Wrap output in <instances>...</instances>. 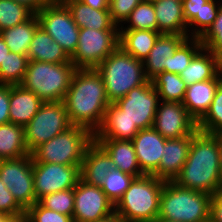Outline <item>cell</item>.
Listing matches in <instances>:
<instances>
[{"label": "cell", "mask_w": 222, "mask_h": 222, "mask_svg": "<svg viewBox=\"0 0 222 222\" xmlns=\"http://www.w3.org/2000/svg\"><path fill=\"white\" fill-rule=\"evenodd\" d=\"M63 103L72 125L85 127L95 134L111 104L96 68L75 71Z\"/></svg>", "instance_id": "cell-1"}, {"label": "cell", "mask_w": 222, "mask_h": 222, "mask_svg": "<svg viewBox=\"0 0 222 222\" xmlns=\"http://www.w3.org/2000/svg\"><path fill=\"white\" fill-rule=\"evenodd\" d=\"M219 156L216 137L197 130L185 164L173 182L210 195L222 191Z\"/></svg>", "instance_id": "cell-2"}, {"label": "cell", "mask_w": 222, "mask_h": 222, "mask_svg": "<svg viewBox=\"0 0 222 222\" xmlns=\"http://www.w3.org/2000/svg\"><path fill=\"white\" fill-rule=\"evenodd\" d=\"M164 182L153 175L134 178L114 205V213L123 222H153L158 217Z\"/></svg>", "instance_id": "cell-3"}, {"label": "cell", "mask_w": 222, "mask_h": 222, "mask_svg": "<svg viewBox=\"0 0 222 222\" xmlns=\"http://www.w3.org/2000/svg\"><path fill=\"white\" fill-rule=\"evenodd\" d=\"M96 70L101 74L110 103L125 97L135 87L143 85L145 76L143 61L134 58L118 46Z\"/></svg>", "instance_id": "cell-4"}, {"label": "cell", "mask_w": 222, "mask_h": 222, "mask_svg": "<svg viewBox=\"0 0 222 222\" xmlns=\"http://www.w3.org/2000/svg\"><path fill=\"white\" fill-rule=\"evenodd\" d=\"M209 193L186 189L173 181L164 182L158 217L178 222H204L210 219Z\"/></svg>", "instance_id": "cell-5"}, {"label": "cell", "mask_w": 222, "mask_h": 222, "mask_svg": "<svg viewBox=\"0 0 222 222\" xmlns=\"http://www.w3.org/2000/svg\"><path fill=\"white\" fill-rule=\"evenodd\" d=\"M77 68L72 63L29 60L21 86L43 102L63 101Z\"/></svg>", "instance_id": "cell-6"}, {"label": "cell", "mask_w": 222, "mask_h": 222, "mask_svg": "<svg viewBox=\"0 0 222 222\" xmlns=\"http://www.w3.org/2000/svg\"><path fill=\"white\" fill-rule=\"evenodd\" d=\"M94 141V134L85 127L72 125L35 148L30 154L33 162L82 165L88 146Z\"/></svg>", "instance_id": "cell-7"}, {"label": "cell", "mask_w": 222, "mask_h": 222, "mask_svg": "<svg viewBox=\"0 0 222 222\" xmlns=\"http://www.w3.org/2000/svg\"><path fill=\"white\" fill-rule=\"evenodd\" d=\"M160 98L152 81L132 88L125 97L111 103L105 112L104 119H127L139 129L153 126Z\"/></svg>", "instance_id": "cell-8"}, {"label": "cell", "mask_w": 222, "mask_h": 222, "mask_svg": "<svg viewBox=\"0 0 222 222\" xmlns=\"http://www.w3.org/2000/svg\"><path fill=\"white\" fill-rule=\"evenodd\" d=\"M71 126L63 101L43 102L32 120L24 127L29 153Z\"/></svg>", "instance_id": "cell-9"}, {"label": "cell", "mask_w": 222, "mask_h": 222, "mask_svg": "<svg viewBox=\"0 0 222 222\" xmlns=\"http://www.w3.org/2000/svg\"><path fill=\"white\" fill-rule=\"evenodd\" d=\"M119 46V30L81 28L78 45L70 57L77 69L96 68Z\"/></svg>", "instance_id": "cell-10"}, {"label": "cell", "mask_w": 222, "mask_h": 222, "mask_svg": "<svg viewBox=\"0 0 222 222\" xmlns=\"http://www.w3.org/2000/svg\"><path fill=\"white\" fill-rule=\"evenodd\" d=\"M36 15L40 26L71 57L78 45L80 28L66 4L49 2Z\"/></svg>", "instance_id": "cell-11"}, {"label": "cell", "mask_w": 222, "mask_h": 222, "mask_svg": "<svg viewBox=\"0 0 222 222\" xmlns=\"http://www.w3.org/2000/svg\"><path fill=\"white\" fill-rule=\"evenodd\" d=\"M0 179L25 210L37 202L31 155H25L16 159L0 160Z\"/></svg>", "instance_id": "cell-12"}, {"label": "cell", "mask_w": 222, "mask_h": 222, "mask_svg": "<svg viewBox=\"0 0 222 222\" xmlns=\"http://www.w3.org/2000/svg\"><path fill=\"white\" fill-rule=\"evenodd\" d=\"M81 165L33 162L36 200L58 191L74 188L80 177Z\"/></svg>", "instance_id": "cell-13"}, {"label": "cell", "mask_w": 222, "mask_h": 222, "mask_svg": "<svg viewBox=\"0 0 222 222\" xmlns=\"http://www.w3.org/2000/svg\"><path fill=\"white\" fill-rule=\"evenodd\" d=\"M114 214V205L101 187L81 178L74 187V222H97Z\"/></svg>", "instance_id": "cell-14"}, {"label": "cell", "mask_w": 222, "mask_h": 222, "mask_svg": "<svg viewBox=\"0 0 222 222\" xmlns=\"http://www.w3.org/2000/svg\"><path fill=\"white\" fill-rule=\"evenodd\" d=\"M152 127L166 139H179L198 130L184 105L170 101L159 102Z\"/></svg>", "instance_id": "cell-15"}, {"label": "cell", "mask_w": 222, "mask_h": 222, "mask_svg": "<svg viewBox=\"0 0 222 222\" xmlns=\"http://www.w3.org/2000/svg\"><path fill=\"white\" fill-rule=\"evenodd\" d=\"M166 138L153 127L140 129L132 140L137 161L145 175H152L159 167Z\"/></svg>", "instance_id": "cell-16"}, {"label": "cell", "mask_w": 222, "mask_h": 222, "mask_svg": "<svg viewBox=\"0 0 222 222\" xmlns=\"http://www.w3.org/2000/svg\"><path fill=\"white\" fill-rule=\"evenodd\" d=\"M192 135L179 139H166L158 169L152 174L165 182L174 181L185 164Z\"/></svg>", "instance_id": "cell-17"}, {"label": "cell", "mask_w": 222, "mask_h": 222, "mask_svg": "<svg viewBox=\"0 0 222 222\" xmlns=\"http://www.w3.org/2000/svg\"><path fill=\"white\" fill-rule=\"evenodd\" d=\"M188 38L187 35L160 34L149 55L143 60L145 76L152 80L159 73L166 71L169 57Z\"/></svg>", "instance_id": "cell-18"}, {"label": "cell", "mask_w": 222, "mask_h": 222, "mask_svg": "<svg viewBox=\"0 0 222 222\" xmlns=\"http://www.w3.org/2000/svg\"><path fill=\"white\" fill-rule=\"evenodd\" d=\"M114 169L111 157L94 140L86 149L80 168L81 179L88 184L101 187L106 176Z\"/></svg>", "instance_id": "cell-19"}, {"label": "cell", "mask_w": 222, "mask_h": 222, "mask_svg": "<svg viewBox=\"0 0 222 222\" xmlns=\"http://www.w3.org/2000/svg\"><path fill=\"white\" fill-rule=\"evenodd\" d=\"M222 82V71L214 78L187 86L182 102L188 114L198 122L208 111L215 92Z\"/></svg>", "instance_id": "cell-20"}, {"label": "cell", "mask_w": 222, "mask_h": 222, "mask_svg": "<svg viewBox=\"0 0 222 222\" xmlns=\"http://www.w3.org/2000/svg\"><path fill=\"white\" fill-rule=\"evenodd\" d=\"M43 101L21 85H9L10 122L25 127L38 112Z\"/></svg>", "instance_id": "cell-21"}, {"label": "cell", "mask_w": 222, "mask_h": 222, "mask_svg": "<svg viewBox=\"0 0 222 222\" xmlns=\"http://www.w3.org/2000/svg\"><path fill=\"white\" fill-rule=\"evenodd\" d=\"M153 5L160 34L188 36L182 0H158L153 1Z\"/></svg>", "instance_id": "cell-22"}, {"label": "cell", "mask_w": 222, "mask_h": 222, "mask_svg": "<svg viewBox=\"0 0 222 222\" xmlns=\"http://www.w3.org/2000/svg\"><path fill=\"white\" fill-rule=\"evenodd\" d=\"M111 157L115 169L134 176L145 175L138 164L132 141L118 139H94Z\"/></svg>", "instance_id": "cell-23"}, {"label": "cell", "mask_w": 222, "mask_h": 222, "mask_svg": "<svg viewBox=\"0 0 222 222\" xmlns=\"http://www.w3.org/2000/svg\"><path fill=\"white\" fill-rule=\"evenodd\" d=\"M65 4L80 29L119 30V27L112 21L109 10L94 9L80 0H67Z\"/></svg>", "instance_id": "cell-24"}, {"label": "cell", "mask_w": 222, "mask_h": 222, "mask_svg": "<svg viewBox=\"0 0 222 222\" xmlns=\"http://www.w3.org/2000/svg\"><path fill=\"white\" fill-rule=\"evenodd\" d=\"M221 71L222 61L212 52L202 48L179 75L189 86L197 82L214 79Z\"/></svg>", "instance_id": "cell-25"}, {"label": "cell", "mask_w": 222, "mask_h": 222, "mask_svg": "<svg viewBox=\"0 0 222 222\" xmlns=\"http://www.w3.org/2000/svg\"><path fill=\"white\" fill-rule=\"evenodd\" d=\"M27 56L29 60L39 62L71 63L63 48L41 26L34 33Z\"/></svg>", "instance_id": "cell-26"}, {"label": "cell", "mask_w": 222, "mask_h": 222, "mask_svg": "<svg viewBox=\"0 0 222 222\" xmlns=\"http://www.w3.org/2000/svg\"><path fill=\"white\" fill-rule=\"evenodd\" d=\"M158 31L119 30V46L138 60H145L159 37Z\"/></svg>", "instance_id": "cell-27"}, {"label": "cell", "mask_w": 222, "mask_h": 222, "mask_svg": "<svg viewBox=\"0 0 222 222\" xmlns=\"http://www.w3.org/2000/svg\"><path fill=\"white\" fill-rule=\"evenodd\" d=\"M31 155L25 142L24 127L11 122L0 125V160Z\"/></svg>", "instance_id": "cell-28"}, {"label": "cell", "mask_w": 222, "mask_h": 222, "mask_svg": "<svg viewBox=\"0 0 222 222\" xmlns=\"http://www.w3.org/2000/svg\"><path fill=\"white\" fill-rule=\"evenodd\" d=\"M39 26L38 17L34 14L26 22L2 30L0 34L4 38L10 51L27 55L34 33Z\"/></svg>", "instance_id": "cell-29"}, {"label": "cell", "mask_w": 222, "mask_h": 222, "mask_svg": "<svg viewBox=\"0 0 222 222\" xmlns=\"http://www.w3.org/2000/svg\"><path fill=\"white\" fill-rule=\"evenodd\" d=\"M151 81L160 101L183 102L187 85L179 74L164 71Z\"/></svg>", "instance_id": "cell-30"}, {"label": "cell", "mask_w": 222, "mask_h": 222, "mask_svg": "<svg viewBox=\"0 0 222 222\" xmlns=\"http://www.w3.org/2000/svg\"><path fill=\"white\" fill-rule=\"evenodd\" d=\"M125 24V26H124ZM119 30L158 31L154 5L151 0H142L119 27Z\"/></svg>", "instance_id": "cell-31"}, {"label": "cell", "mask_w": 222, "mask_h": 222, "mask_svg": "<svg viewBox=\"0 0 222 222\" xmlns=\"http://www.w3.org/2000/svg\"><path fill=\"white\" fill-rule=\"evenodd\" d=\"M28 62L27 55L9 51L4 62L0 64V84L20 85L26 73Z\"/></svg>", "instance_id": "cell-32"}, {"label": "cell", "mask_w": 222, "mask_h": 222, "mask_svg": "<svg viewBox=\"0 0 222 222\" xmlns=\"http://www.w3.org/2000/svg\"><path fill=\"white\" fill-rule=\"evenodd\" d=\"M139 130L136 124L127 119H104L101 127L95 132L94 139L132 141Z\"/></svg>", "instance_id": "cell-33"}, {"label": "cell", "mask_w": 222, "mask_h": 222, "mask_svg": "<svg viewBox=\"0 0 222 222\" xmlns=\"http://www.w3.org/2000/svg\"><path fill=\"white\" fill-rule=\"evenodd\" d=\"M203 48L199 38L188 37L169 57L166 72L180 74L187 68L193 57Z\"/></svg>", "instance_id": "cell-34"}, {"label": "cell", "mask_w": 222, "mask_h": 222, "mask_svg": "<svg viewBox=\"0 0 222 222\" xmlns=\"http://www.w3.org/2000/svg\"><path fill=\"white\" fill-rule=\"evenodd\" d=\"M34 14L27 6L14 0H0V32L26 22Z\"/></svg>", "instance_id": "cell-35"}, {"label": "cell", "mask_w": 222, "mask_h": 222, "mask_svg": "<svg viewBox=\"0 0 222 222\" xmlns=\"http://www.w3.org/2000/svg\"><path fill=\"white\" fill-rule=\"evenodd\" d=\"M197 129L208 134L222 132V82L215 92L208 111L197 122Z\"/></svg>", "instance_id": "cell-36"}, {"label": "cell", "mask_w": 222, "mask_h": 222, "mask_svg": "<svg viewBox=\"0 0 222 222\" xmlns=\"http://www.w3.org/2000/svg\"><path fill=\"white\" fill-rule=\"evenodd\" d=\"M221 6L222 0H209L203 5L200 16H195L188 23V37L200 38L216 19Z\"/></svg>", "instance_id": "cell-37"}, {"label": "cell", "mask_w": 222, "mask_h": 222, "mask_svg": "<svg viewBox=\"0 0 222 222\" xmlns=\"http://www.w3.org/2000/svg\"><path fill=\"white\" fill-rule=\"evenodd\" d=\"M134 178L132 175L114 169L106 176L101 189L112 204L115 205L129 188Z\"/></svg>", "instance_id": "cell-38"}, {"label": "cell", "mask_w": 222, "mask_h": 222, "mask_svg": "<svg viewBox=\"0 0 222 222\" xmlns=\"http://www.w3.org/2000/svg\"><path fill=\"white\" fill-rule=\"evenodd\" d=\"M38 202L47 209L72 217L74 212V188L48 194Z\"/></svg>", "instance_id": "cell-39"}, {"label": "cell", "mask_w": 222, "mask_h": 222, "mask_svg": "<svg viewBox=\"0 0 222 222\" xmlns=\"http://www.w3.org/2000/svg\"><path fill=\"white\" fill-rule=\"evenodd\" d=\"M199 39L203 48L212 52L222 61V6L212 25Z\"/></svg>", "instance_id": "cell-40"}, {"label": "cell", "mask_w": 222, "mask_h": 222, "mask_svg": "<svg viewBox=\"0 0 222 222\" xmlns=\"http://www.w3.org/2000/svg\"><path fill=\"white\" fill-rule=\"evenodd\" d=\"M26 222H74L73 217L43 207L38 201L25 210Z\"/></svg>", "instance_id": "cell-41"}, {"label": "cell", "mask_w": 222, "mask_h": 222, "mask_svg": "<svg viewBox=\"0 0 222 222\" xmlns=\"http://www.w3.org/2000/svg\"><path fill=\"white\" fill-rule=\"evenodd\" d=\"M0 213L18 220H24L25 209L15 200L5 183L0 179Z\"/></svg>", "instance_id": "cell-42"}, {"label": "cell", "mask_w": 222, "mask_h": 222, "mask_svg": "<svg viewBox=\"0 0 222 222\" xmlns=\"http://www.w3.org/2000/svg\"><path fill=\"white\" fill-rule=\"evenodd\" d=\"M142 0H109L112 21L120 27Z\"/></svg>", "instance_id": "cell-43"}, {"label": "cell", "mask_w": 222, "mask_h": 222, "mask_svg": "<svg viewBox=\"0 0 222 222\" xmlns=\"http://www.w3.org/2000/svg\"><path fill=\"white\" fill-rule=\"evenodd\" d=\"M209 0H182L185 21L188 24L195 16H200V11Z\"/></svg>", "instance_id": "cell-44"}, {"label": "cell", "mask_w": 222, "mask_h": 222, "mask_svg": "<svg viewBox=\"0 0 222 222\" xmlns=\"http://www.w3.org/2000/svg\"><path fill=\"white\" fill-rule=\"evenodd\" d=\"M10 122L9 85L0 84V125Z\"/></svg>", "instance_id": "cell-45"}, {"label": "cell", "mask_w": 222, "mask_h": 222, "mask_svg": "<svg viewBox=\"0 0 222 222\" xmlns=\"http://www.w3.org/2000/svg\"><path fill=\"white\" fill-rule=\"evenodd\" d=\"M210 219L213 222H222V191L213 194L211 197Z\"/></svg>", "instance_id": "cell-46"}, {"label": "cell", "mask_w": 222, "mask_h": 222, "mask_svg": "<svg viewBox=\"0 0 222 222\" xmlns=\"http://www.w3.org/2000/svg\"><path fill=\"white\" fill-rule=\"evenodd\" d=\"M17 3H21L31 9L35 14L45 5H47L50 0H14Z\"/></svg>", "instance_id": "cell-47"}, {"label": "cell", "mask_w": 222, "mask_h": 222, "mask_svg": "<svg viewBox=\"0 0 222 222\" xmlns=\"http://www.w3.org/2000/svg\"><path fill=\"white\" fill-rule=\"evenodd\" d=\"M85 5H88L98 10H109V0H80Z\"/></svg>", "instance_id": "cell-48"}, {"label": "cell", "mask_w": 222, "mask_h": 222, "mask_svg": "<svg viewBox=\"0 0 222 222\" xmlns=\"http://www.w3.org/2000/svg\"><path fill=\"white\" fill-rule=\"evenodd\" d=\"M9 48L4 40V38L0 34V64L4 62V59L7 56V53H9Z\"/></svg>", "instance_id": "cell-49"}, {"label": "cell", "mask_w": 222, "mask_h": 222, "mask_svg": "<svg viewBox=\"0 0 222 222\" xmlns=\"http://www.w3.org/2000/svg\"><path fill=\"white\" fill-rule=\"evenodd\" d=\"M217 139V145L219 148V160H220V173H221V185H222V132L213 134Z\"/></svg>", "instance_id": "cell-50"}, {"label": "cell", "mask_w": 222, "mask_h": 222, "mask_svg": "<svg viewBox=\"0 0 222 222\" xmlns=\"http://www.w3.org/2000/svg\"><path fill=\"white\" fill-rule=\"evenodd\" d=\"M97 222H123V221L119 218V216L116 213H114L111 216Z\"/></svg>", "instance_id": "cell-51"}, {"label": "cell", "mask_w": 222, "mask_h": 222, "mask_svg": "<svg viewBox=\"0 0 222 222\" xmlns=\"http://www.w3.org/2000/svg\"><path fill=\"white\" fill-rule=\"evenodd\" d=\"M0 222H19L6 214L0 213Z\"/></svg>", "instance_id": "cell-52"}, {"label": "cell", "mask_w": 222, "mask_h": 222, "mask_svg": "<svg viewBox=\"0 0 222 222\" xmlns=\"http://www.w3.org/2000/svg\"><path fill=\"white\" fill-rule=\"evenodd\" d=\"M153 222H178V221L167 220V219L157 217Z\"/></svg>", "instance_id": "cell-53"}, {"label": "cell", "mask_w": 222, "mask_h": 222, "mask_svg": "<svg viewBox=\"0 0 222 222\" xmlns=\"http://www.w3.org/2000/svg\"><path fill=\"white\" fill-rule=\"evenodd\" d=\"M67 0H50V2L65 3Z\"/></svg>", "instance_id": "cell-54"}, {"label": "cell", "mask_w": 222, "mask_h": 222, "mask_svg": "<svg viewBox=\"0 0 222 222\" xmlns=\"http://www.w3.org/2000/svg\"><path fill=\"white\" fill-rule=\"evenodd\" d=\"M204 222H213L211 219H208L207 221H204Z\"/></svg>", "instance_id": "cell-55"}]
</instances>
